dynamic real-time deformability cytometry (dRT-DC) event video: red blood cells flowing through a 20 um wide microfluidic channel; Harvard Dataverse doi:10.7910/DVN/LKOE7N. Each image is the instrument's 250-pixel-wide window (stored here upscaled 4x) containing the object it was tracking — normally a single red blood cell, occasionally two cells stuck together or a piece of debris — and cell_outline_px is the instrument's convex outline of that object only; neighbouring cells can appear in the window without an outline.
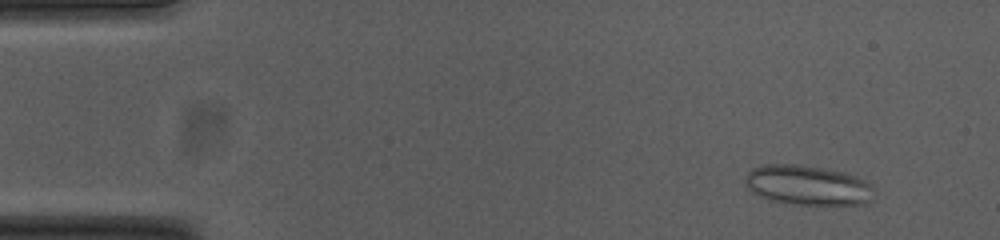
{"species": "common noctule bat (a hibernating species)", "species_latin": "Nyctalus noctula", "temperature_condition": "cold", "stored_images_in_passage": 54, "camera_frame_rate_fps": 3000, "um_per_image_px": 0.085, "animal": {"sex": "female", "body_mass_g": 23.0, "forearm_length_mm": 53.4}, "frame": {"image": 1, "passage_image": 5, "time_ms": 1.333, "image_size_px": [1000, 240], "cell_outline_px": [[872, 188], [868, 204], [800, 204], [772, 200], [752, 192], [748, 188], [744, 180], [748, 172], [752, 168], [764, 164], [800, 164], [824, 168], [844, 172], [864, 180], [872, 184]], "centroid_in_image_um": [68.63, 15.72], "position_along_channel_um": 16.4, "area_um2": 29.54}}
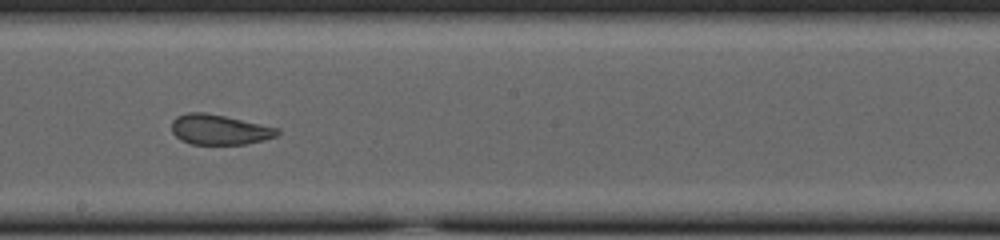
{"frame": {"image": 2, "passage_image": 30, "time_ms": 9.667, "image_size_px": [1000, 240], "cell_outline_px": [[280, 132], [276, 136], [264, 140], [244, 144], [192, 144], [180, 140], [172, 132], [172, 120], [176, 116], [188, 112], [204, 112], [224, 116], [280, 128]], "centroid_in_image_um": [18.64, 11.01], "position_along_channel_um": 229.6, "area_um2": 18.55}}
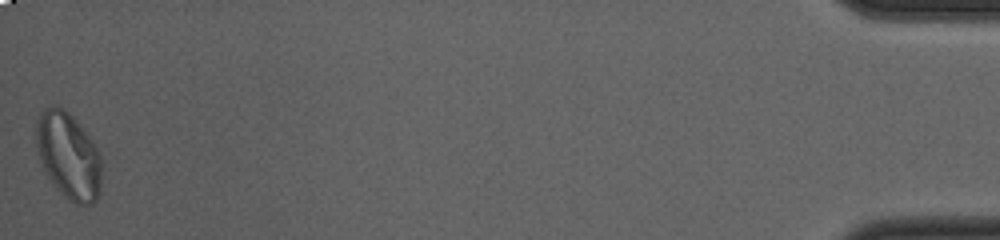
{"frame": {"image": 3, "passage_image": 54, "time_ms": 17.667, "image_size_px": [1000, 240], "cell_outline_px": [[100, 192], [96, 200], [92, 204], [76, 204], [64, 196], [60, 192], [48, 176], [40, 160], [36, 144], [36, 124], [40, 112], [44, 108], [64, 108], [72, 116], [88, 136], [96, 148], [100, 156]], "centroid_in_image_um": [5.81, 13.25], "position_along_channel_um": 429.4, "area_um2": 32.25}, "authors_computed_cell_mechanics": {"area_um2": 24.7673, "velocity_mm_per_s": 3.7281, "shape_relaxation_time_tau1_ms": null, "shape_relaxation_time_tau2_ms": 1.2755, "deformation_change_tau1": null, "deformation_change_tau2": 0.0573}}